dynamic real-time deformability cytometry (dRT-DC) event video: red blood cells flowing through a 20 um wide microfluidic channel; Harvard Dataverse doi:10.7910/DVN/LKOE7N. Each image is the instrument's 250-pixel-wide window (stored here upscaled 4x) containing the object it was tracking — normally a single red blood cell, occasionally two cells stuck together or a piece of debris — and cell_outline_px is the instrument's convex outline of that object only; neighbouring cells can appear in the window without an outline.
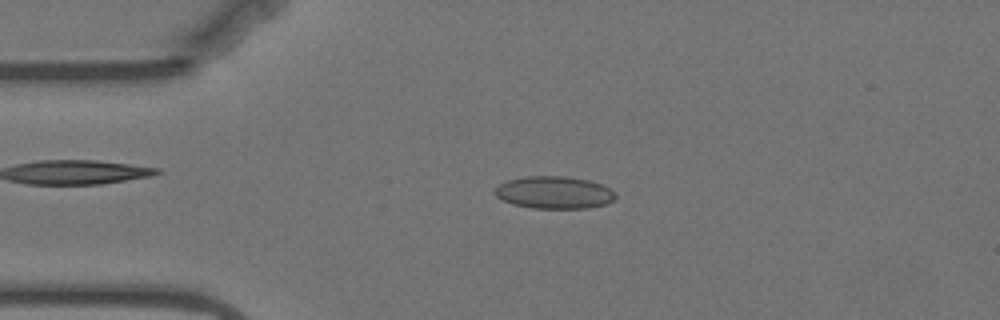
{"species": "Egyptian fruit bat (a non-hibernating species)", "species_latin": "Rousettus aegyptiacus", "temperature_condition": "warm", "stored_images_in_passage": 55, "camera_frame_rate_fps": 3000, "um_per_image_px": 0.085, "animal": {"sex": "female"}, "frame": {"image": 1, "passage_image": 11, "time_ms": 3.333, "image_size_px": [1000, 320], "cell_outline_px": [[616, 196], [612, 200], [604, 204], [588, 208], [532, 208], [512, 204], [496, 196], [492, 192], [492, 188], [508, 180], [524, 176], [564, 176], [588, 180], [604, 184], [616, 192]], "centroid_in_image_um": [47.08, 16.35], "position_along_channel_um": 37.9, "area_um2": 22.95}}
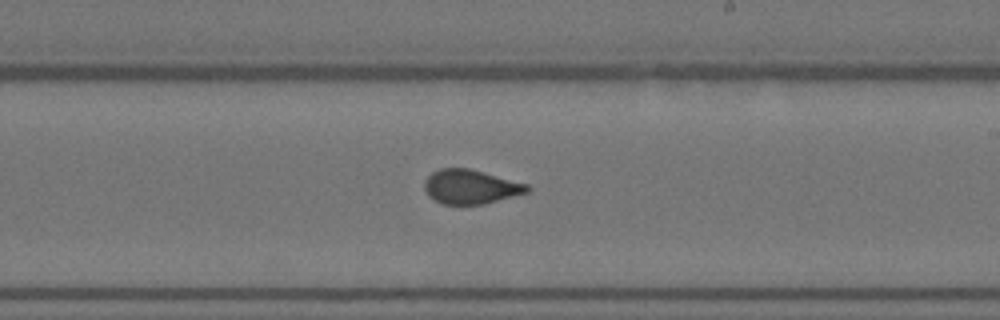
{"frame": {"image": 2, "passage_image": 31, "time_ms": 10.0, "image_size_px": [1000, 320], "cell_outline_px": [[532, 188], [528, 192], [484, 204], [444, 204], [428, 196], [424, 188], [424, 180], [432, 172], [440, 168], [468, 168], [484, 172], [528, 184]], "centroid_in_image_um": [40.0, 15.87], "position_along_channel_um": 249.0, "area_um2": 20.46}}
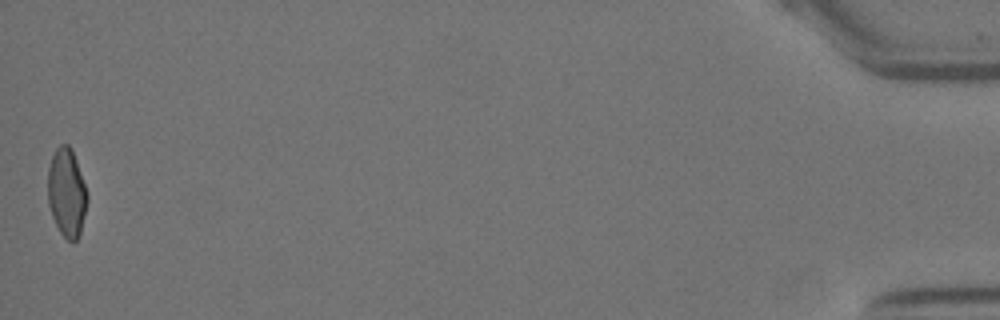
{"frame": {"image": 3, "passage_image": 55, "time_ms": 18.0, "image_size_px": [1000, 320], "cell_outline_px": [[88, 200], [80, 232], [76, 240], [72, 244], [60, 232], [52, 216], [48, 204], [48, 168], [52, 156], [56, 148], [60, 144], [68, 144], [76, 160], [88, 192]], "centroid_in_image_um": [5.67, 16.38], "position_along_channel_um": 429.5, "area_um2": 20.29}, "authors_computed_cell_mechanics": {"area_um2": 20.9236, "velocity_mm_per_s": 3.5321, "shape_relaxation_time_tau1_ms": null, "shape_relaxation_time_tau2_ms": 0.9908, "deformation_change_tau1": null, "deformation_change_tau2": 0.0645}}